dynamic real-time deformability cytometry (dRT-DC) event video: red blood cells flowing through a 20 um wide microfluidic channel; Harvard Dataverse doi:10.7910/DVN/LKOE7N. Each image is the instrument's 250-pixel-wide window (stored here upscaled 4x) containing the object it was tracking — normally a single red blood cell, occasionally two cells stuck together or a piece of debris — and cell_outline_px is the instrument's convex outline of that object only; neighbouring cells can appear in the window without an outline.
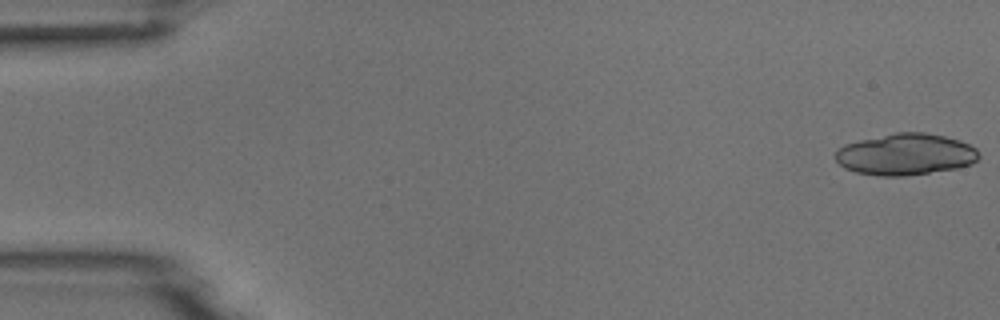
{"species": "common noctule bat (a hibernating species)", "species_latin": "Nyctalus noctula", "temperature_condition": "room temperature", "stored_images_in_passage": 24, "camera_frame_rate_fps": 3000, "um_per_image_px": 0.085, "animal": {"sex": "male", "body_mass_g": 18.8}, "frame": {"image": 1, "passage_image": 1, "time_ms": 0.0, "image_size_px": [1000, 320], "cell_outline_px": [[980, 156], [972, 164], [956, 168], [904, 176], [880, 176], [856, 172], [844, 168], [836, 160], [836, 152], [844, 144], [860, 140], [896, 132], [924, 132], [944, 136], [960, 140], [976, 148]], "centroid_in_image_um": [76.98, 13.12], "position_along_channel_um": 8.0, "area_um2": 34.56}}